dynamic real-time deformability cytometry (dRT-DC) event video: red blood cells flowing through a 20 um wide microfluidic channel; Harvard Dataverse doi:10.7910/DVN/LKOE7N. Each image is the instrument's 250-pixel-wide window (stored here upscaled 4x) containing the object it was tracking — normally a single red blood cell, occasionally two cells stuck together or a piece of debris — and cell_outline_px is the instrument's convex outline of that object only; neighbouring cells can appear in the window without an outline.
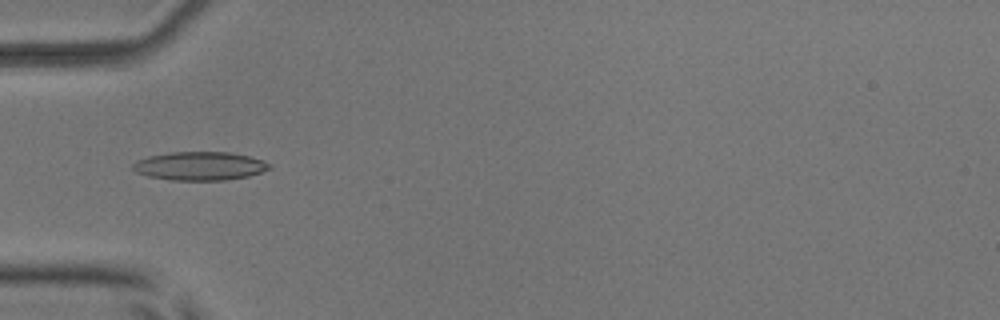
{"species": "common noctule bat (a hibernating species)", "species_latin": "Nyctalus noctula", "temperature_condition": "room temperature", "stored_images_in_passage": 42, "camera_frame_rate_fps": 3000, "um_per_image_px": 0.085, "animal": {"sex": "male", "body_mass_g": 17.9, "forearm_length_mm": 54.2}, "frame": {"image": 1, "passage_image": 18, "time_ms": 5.667, "image_size_px": [1000, 320], "cell_outline_px": [[272, 168], [248, 176], [224, 180], [172, 180], [148, 176], [136, 172], [132, 168], [132, 164], [136, 160], [148, 156], [168, 152], [228, 152], [248, 156], [272, 164]], "centroid_in_image_um": [16.95, 14.1], "position_along_channel_um": 68.1, "area_um2": 22.66}}
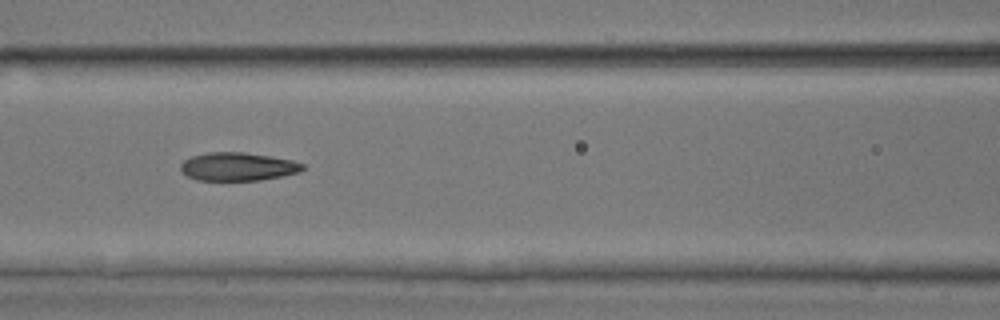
{"frame": {"image": 2, "passage_image": 24, "time_ms": 7.667, "image_size_px": [1000, 320], "cell_outline_px": [[304, 168], [300, 172], [260, 180], [196, 180], [188, 176], [180, 168], [180, 164], [184, 160], [192, 156], [208, 152], [244, 152], [292, 160], [304, 164]], "centroid_in_image_um": [20.21, 14.16], "position_along_channel_um": 146.4, "area_um2": 19.94}}
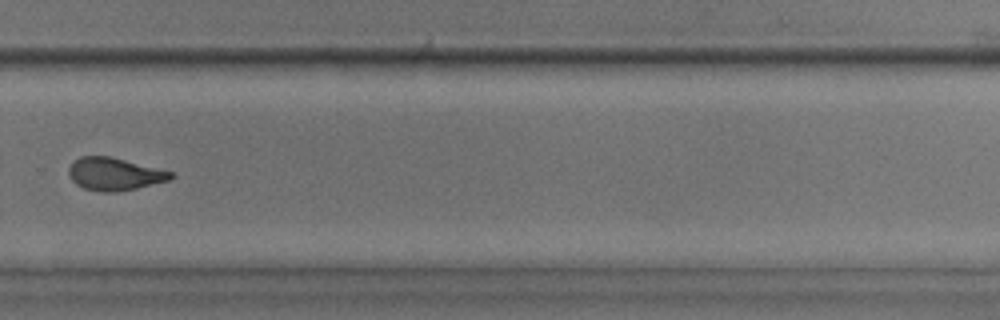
{"frame": {"image": 3, "passage_image": 35, "time_ms": 11.333, "image_size_px": [1000, 320], "cell_outline_px": [[176, 176], [168, 180], [136, 188], [116, 192], [100, 192], [84, 188], [76, 184], [68, 176], [68, 168], [80, 156], [108, 156], [172, 172]], "centroid_in_image_um": [9.69, 14.8], "position_along_channel_um": 320.1, "area_um2": 19.13}, "authors_computed_cell_mechanics": {"area_um2": 20.7213, "velocity_mm_per_s": 3.9472, "shape_relaxation_time_tau1_ms": null, "shape_relaxation_time_tau2_ms": 2.2368, "deformation_change_tau1": null, "deformation_change_tau2": 0.0936}}